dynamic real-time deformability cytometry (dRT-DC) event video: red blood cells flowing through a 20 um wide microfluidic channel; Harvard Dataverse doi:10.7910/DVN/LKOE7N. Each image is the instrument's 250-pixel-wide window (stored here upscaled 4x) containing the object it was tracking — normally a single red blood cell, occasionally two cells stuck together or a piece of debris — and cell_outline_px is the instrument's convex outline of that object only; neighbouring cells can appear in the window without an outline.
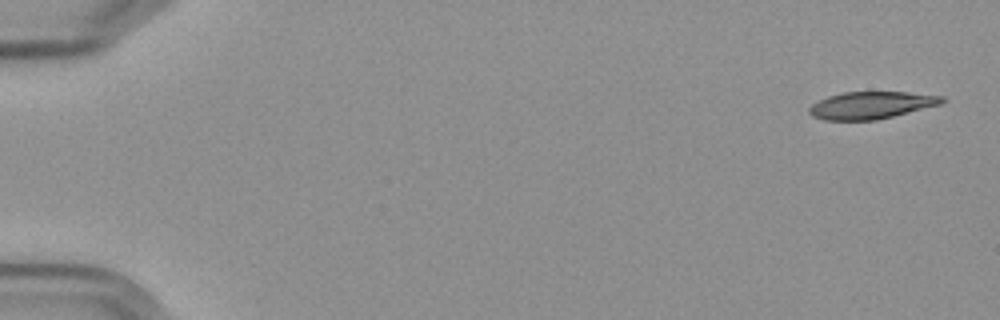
{"species": "Egyptian fruit bat (a non-hibernating species)", "species_latin": "Rousettus aegyptiacus", "temperature_condition": "cold", "stored_images_in_passage": 8, "camera_frame_rate_fps": 3000, "um_per_image_px": 0.085, "frame": {"image": 1, "passage_image": 1, "time_ms": 0.0, "image_size_px": [1000, 320], "cell_outline_px": [[944, 100], [940, 104], [876, 120], [824, 120], [812, 116], [808, 112], [808, 108], [812, 104], [828, 96], [844, 92], [908, 92], [944, 96]], "centroid_in_image_um": [74.01, 8.94], "position_along_channel_um": 11.0, "area_um2": 20.87}}
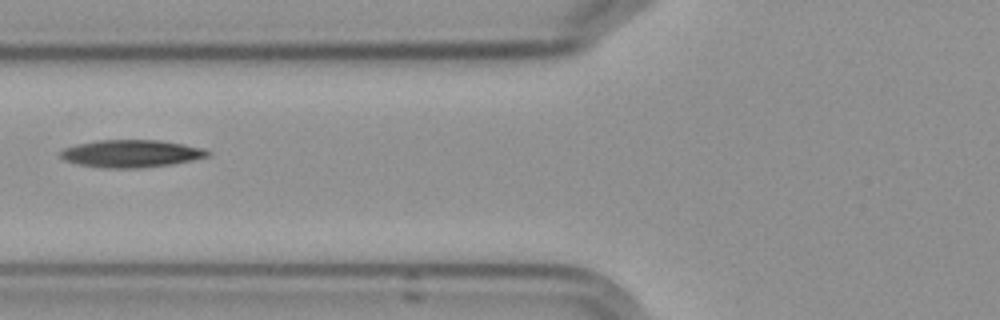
{"frame": {"image": 2, "passage_image": 6, "time_ms": 7.0, "image_size_px": [1000, 320], "cell_outline_px": [[212, 152], [208, 156], [192, 160], [172, 164], [140, 168], [104, 168], [76, 164], [64, 160], [60, 156], [60, 152], [64, 148], [76, 144], [96, 140], [160, 140], [184, 144], [204, 148]], "centroid_in_image_um": [11.15, 13.05], "position_along_channel_um": 114.7, "area_um2": 23.76}}
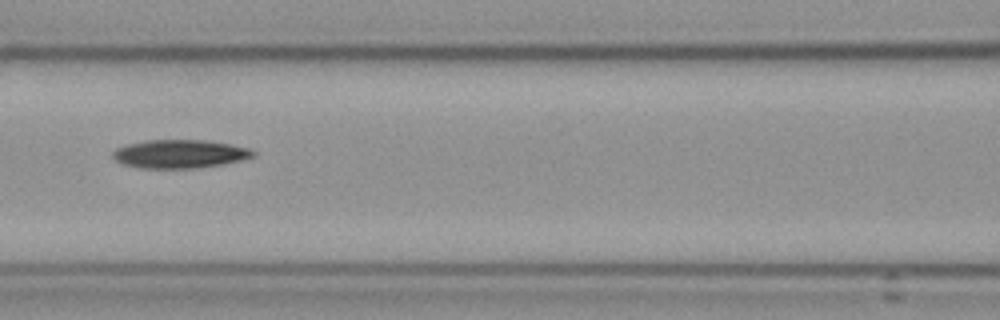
{"frame": {"image": 3, "passage_image": 7, "time_ms": 8.0, "image_size_px": [1000, 320], "cell_outline_px": [[256, 156], [240, 160], [220, 164], [192, 168], [140, 168], [124, 164], [116, 160], [112, 156], [112, 152], [116, 148], [128, 144], [148, 140], [204, 140], [228, 144], [248, 148], [256, 152]], "centroid_in_image_um": [15.26, 13.08], "position_along_channel_um": 151.3, "area_um2": 22.95}}